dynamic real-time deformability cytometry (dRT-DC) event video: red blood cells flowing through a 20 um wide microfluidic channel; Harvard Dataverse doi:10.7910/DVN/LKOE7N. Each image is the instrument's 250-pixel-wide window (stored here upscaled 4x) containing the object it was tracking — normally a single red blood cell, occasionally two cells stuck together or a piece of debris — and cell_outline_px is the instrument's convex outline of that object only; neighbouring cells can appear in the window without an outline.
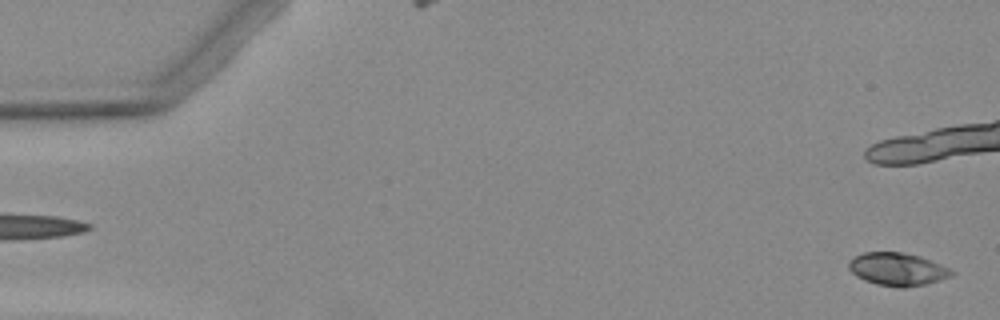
{"species": "Egyptian fruit bat (a non-hibernating species)", "species_latin": "Rousettus aegyptiacus", "temperature_condition": "warm", "stored_images_in_passage": 4, "segment_of_instrument_passage": [2, 2], "camera_frame_rate_fps": 3000, "um_per_image_px": 0.085, "animal": {"sex": "female"}, "frame": {"image": 1, "passage_image": 4, "time_ms": 4.667, "image_size_px": [1000, 320], "cell_outline_px": [[956, 272], [952, 276], [940, 280], [924, 284], [904, 288], [900, 288], [876, 284], [864, 280], [856, 276], [848, 268], [848, 260], [864, 252], [904, 252], [920, 256], [952, 268]], "centroid_in_image_um": [76.31, 22.88], "position_along_channel_um": 8.7, "area_um2": 19.94}}